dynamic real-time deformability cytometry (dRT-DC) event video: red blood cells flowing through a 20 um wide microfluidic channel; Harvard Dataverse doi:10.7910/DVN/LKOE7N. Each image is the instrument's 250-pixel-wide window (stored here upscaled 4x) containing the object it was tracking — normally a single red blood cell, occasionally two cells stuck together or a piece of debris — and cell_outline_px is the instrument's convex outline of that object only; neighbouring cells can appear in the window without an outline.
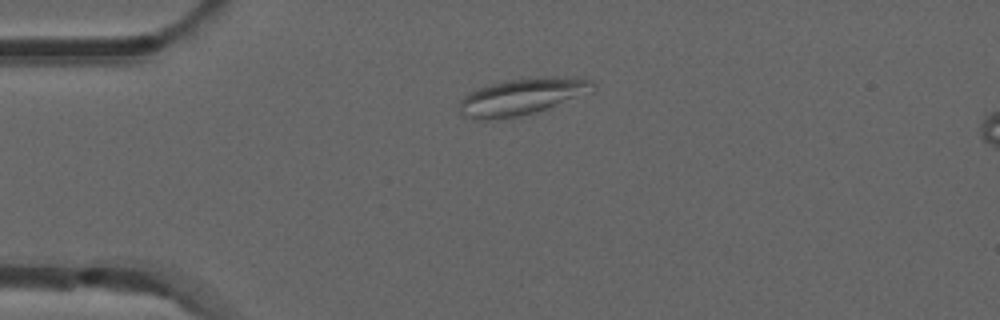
{"species": "common noctule bat (a hibernating species)", "species_latin": "Nyctalus noctula", "temperature_condition": "room temperature", "stored_images_in_passage": 41, "camera_frame_rate_fps": 3000, "um_per_image_px": 0.085, "animal": {"sex": "male", "forearm_length_mm": 52.5}, "frame": {"image": 1, "passage_image": 1, "time_ms": 0.0, "image_size_px": [1000, 320], "cell_outline_px": [[596, 88], [592, 92], [536, 112], [520, 116], [488, 120], [472, 120], [460, 116], [460, 100], [468, 92], [476, 88], [492, 84], [512, 80], [536, 76], [580, 76], [592, 80], [596, 84]], "centroid_in_image_um": [44.41, 8.2], "position_along_channel_um": 40.6, "area_um2": 29.07}}
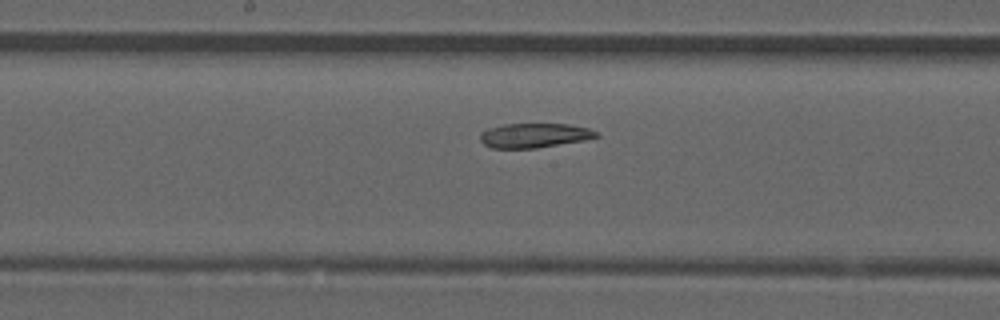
{"frame": {"image": 2, "passage_image": 16, "time_ms": 5.0, "image_size_px": [1000, 320], "cell_outline_px": [[600, 136], [584, 140], [536, 148], [492, 148], [484, 144], [480, 140], [480, 132], [488, 128], [504, 124], [568, 124], [588, 128], [600, 132]], "centroid_in_image_um": [45.42, 11.51], "position_along_channel_um": 202.8, "area_um2": 16.59}}
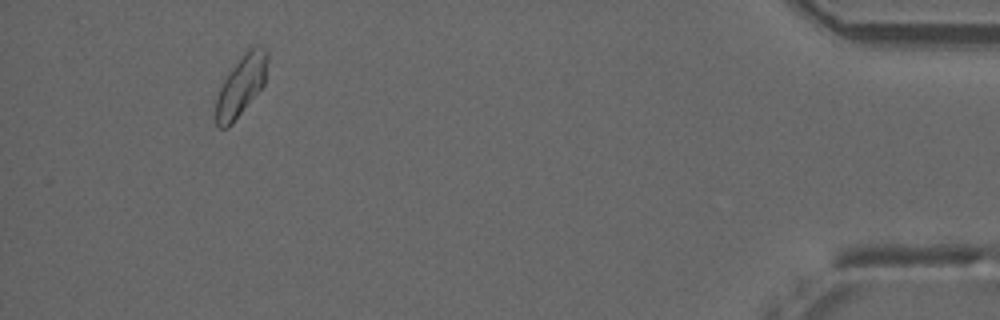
{"frame": {"image": 3, "passage_image": 38, "time_ms": 12.333, "image_size_px": [1000, 320], "cell_outline_px": [[268, 60], [264, 84], [232, 124], [228, 128], [220, 128], [216, 124], [216, 100], [220, 88], [228, 72], [244, 52], [248, 48], [260, 44], [268, 52]], "centroid_in_image_um": [20.5, 7.24], "position_along_channel_um": 414.7, "area_um2": 18.09}}